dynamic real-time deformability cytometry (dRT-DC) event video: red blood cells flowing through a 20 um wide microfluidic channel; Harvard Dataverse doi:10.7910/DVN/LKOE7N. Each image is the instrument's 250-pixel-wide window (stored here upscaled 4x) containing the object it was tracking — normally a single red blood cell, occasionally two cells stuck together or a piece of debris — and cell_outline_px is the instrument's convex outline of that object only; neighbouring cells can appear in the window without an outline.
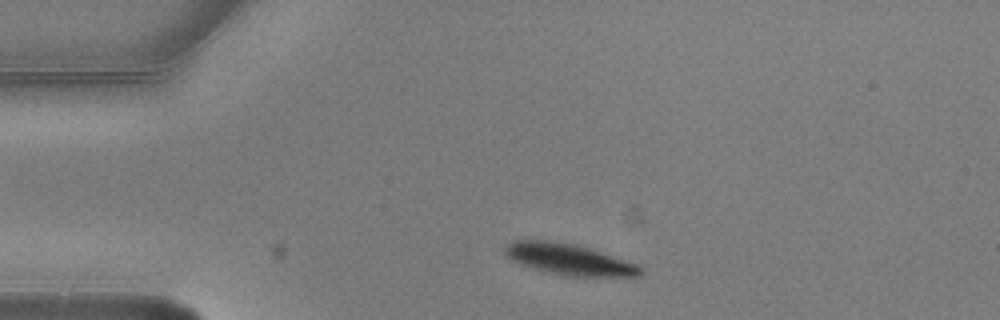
{"species": "common noctule bat (a hibernating species)", "species_latin": "Nyctalus noctula", "temperature_condition": "warm", "stored_images_in_passage": 2, "camera_frame_rate_fps": 3000, "um_per_image_px": 0.085, "animal": {"sex": "male", "body_mass_g": 20.5, "forearm_length_mm": 52.5}, "frame": {"image": 1, "passage_image": 1, "time_ms": 0.0, "image_size_px": [1000, 320], "cell_outline_px": [[644, 272], [640, 276], [568, 276], [532, 268], [520, 264], [512, 260], [504, 252], [504, 248], [512, 240], [548, 240], [576, 244], [640, 264], [644, 268]], "centroid_in_image_um": [48.41, 22.04], "position_along_channel_um": 36.6, "area_um2": 24.62}}